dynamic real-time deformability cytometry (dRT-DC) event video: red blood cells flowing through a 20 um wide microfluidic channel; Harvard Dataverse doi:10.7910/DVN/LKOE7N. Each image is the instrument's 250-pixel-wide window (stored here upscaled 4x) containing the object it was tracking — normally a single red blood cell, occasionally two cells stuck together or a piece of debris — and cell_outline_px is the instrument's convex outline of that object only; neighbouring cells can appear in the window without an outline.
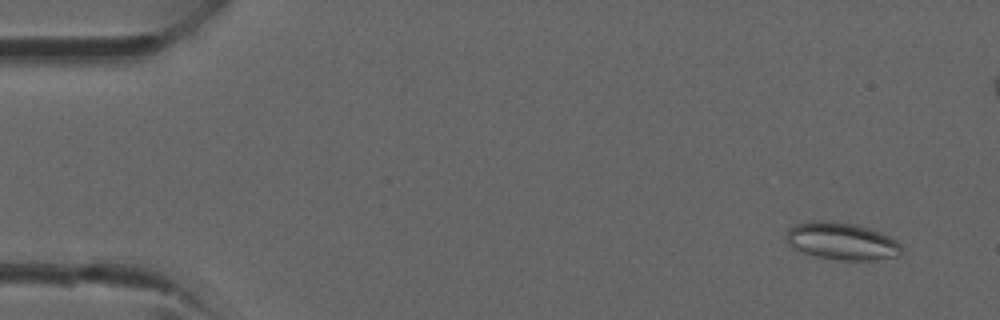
{"species": "common noctule bat (a hibernating species)", "species_latin": "Nyctalus noctula", "temperature_condition": "room temperature", "stored_images_in_passage": 42, "camera_frame_rate_fps": 3000, "um_per_image_px": 0.085, "animal": {"sex": "male", "forearm_length_mm": 52.5}, "frame": {"image": 1, "passage_image": 3, "time_ms": 0.667, "image_size_px": [1000, 320], "cell_outline_px": [[900, 252], [896, 256], [876, 260], [840, 260], [816, 256], [800, 252], [792, 248], [788, 244], [788, 228], [796, 224], [808, 220], [820, 220], [856, 224], [880, 232], [896, 240], [900, 244]], "centroid_in_image_um": [71.51, 20.49], "position_along_channel_um": 13.5, "area_um2": 24.97}}
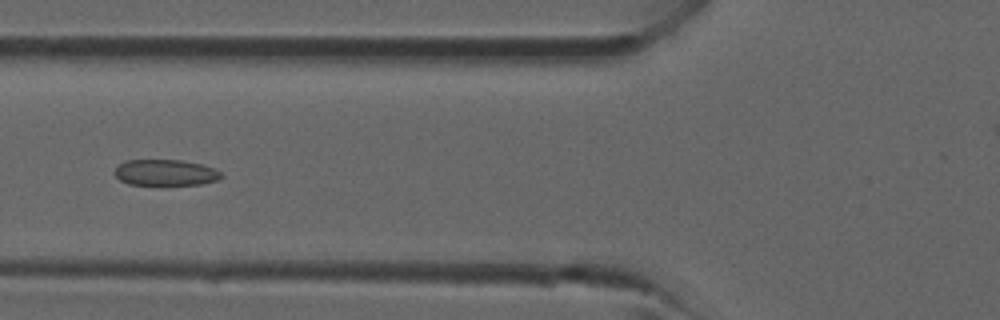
{"frame": {"image": 2, "passage_image": 16, "time_ms": 5.0, "image_size_px": [1000, 320], "cell_outline_px": [[224, 176], [216, 180], [200, 184], [128, 184], [120, 180], [112, 172], [120, 164], [128, 160], [180, 160], [200, 164], [216, 168], [224, 172]], "centroid_in_image_um": [14.1, 14.66], "position_along_channel_um": 111.7, "area_um2": 16.13}}
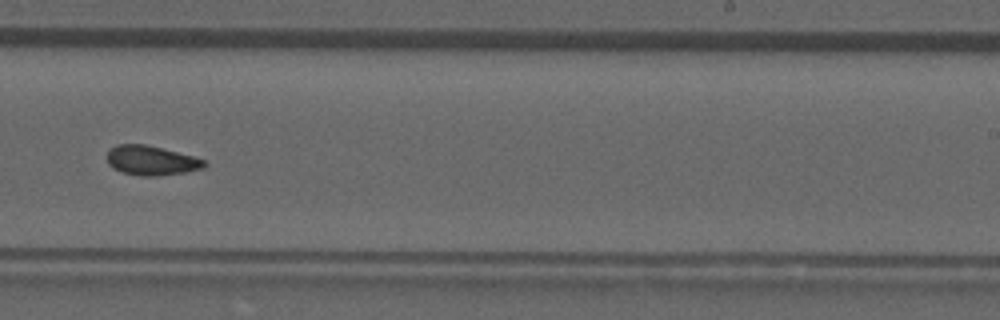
{"frame": {"image": 3, "passage_image": 26, "time_ms": 8.333, "image_size_px": [1000, 320], "cell_outline_px": [[208, 164], [204, 168], [184, 172], [156, 176], [140, 176], [120, 172], [112, 168], [108, 164], [108, 152], [116, 144], [144, 144], [192, 156], [204, 160]], "centroid_in_image_um": [12.84, 13.65], "position_along_channel_um": 276.2, "area_um2": 16.59}}